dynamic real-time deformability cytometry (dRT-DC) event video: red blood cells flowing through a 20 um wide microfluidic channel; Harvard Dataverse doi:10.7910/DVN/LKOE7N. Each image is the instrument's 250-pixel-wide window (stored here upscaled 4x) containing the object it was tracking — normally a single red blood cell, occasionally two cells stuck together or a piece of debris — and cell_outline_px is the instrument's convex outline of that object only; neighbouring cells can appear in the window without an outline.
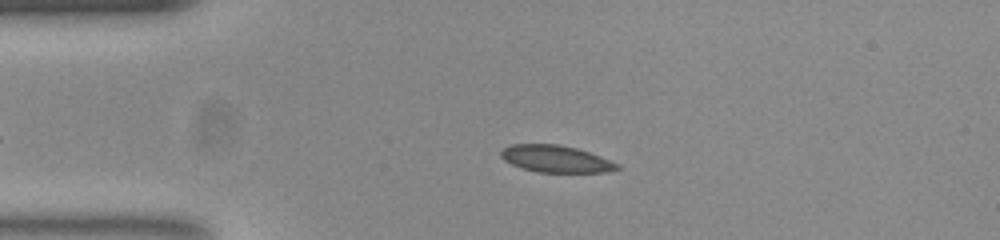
{"species": "common noctule bat (a hibernating species)", "species_latin": "Nyctalus noctula", "temperature_condition": "room temperature", "stored_images_in_passage": 48, "camera_frame_rate_fps": 3000, "um_per_image_px": 0.085, "animal": {"sex": "female", "body_mass_g": 23.0, "forearm_length_mm": 53.4}, "frame": {"image": 1, "passage_image": 7, "time_ms": 2.0, "image_size_px": [1000, 240], "cell_outline_px": [[620, 168], [604, 172], [540, 172], [524, 168], [512, 164], [504, 160], [500, 156], [500, 152], [504, 148], [512, 144], [560, 144], [576, 148], [600, 156], [620, 164]], "centroid_in_image_um": [47.25, 13.49], "position_along_channel_um": 37.8, "area_um2": 18.09}}
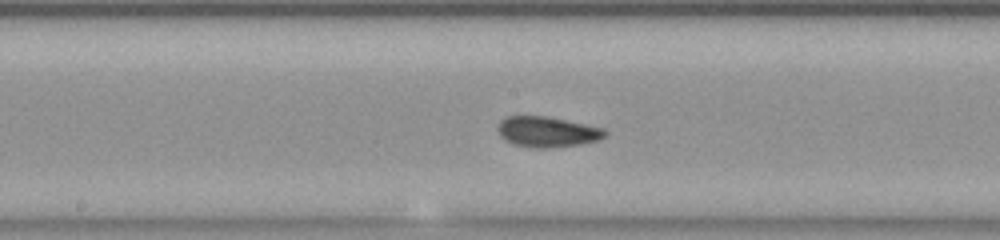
{"frame": {"image": 2, "passage_image": 22, "time_ms": 7.0, "image_size_px": [1000, 240], "cell_outline_px": [[608, 132], [604, 136], [596, 140], [576, 144], [544, 148], [536, 148], [516, 144], [500, 136], [500, 120], [508, 116], [544, 116], [604, 128]], "centroid_in_image_um": [46.52, 11.19], "position_along_channel_um": 201.7, "area_um2": 18.32}}
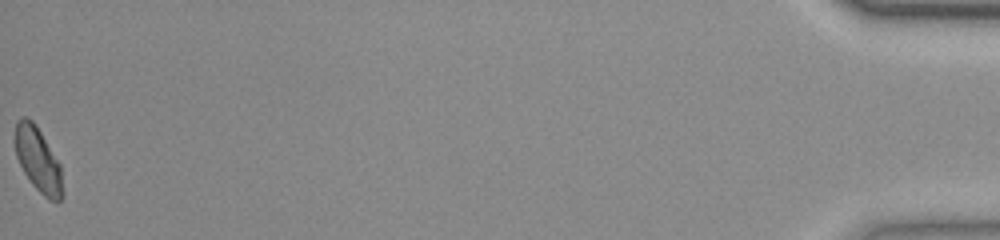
{"frame": {"image": 3, "passage_image": 48, "time_ms": 15.667, "image_size_px": [1000, 240], "cell_outline_px": [[64, 196], [60, 200], [48, 200], [32, 184], [24, 172], [16, 156], [16, 120], [24, 116], [32, 120], [36, 124], [60, 164]], "centroid_in_image_um": [3.26, 13.59], "position_along_channel_um": 431.9, "area_um2": 17.69}, "authors_computed_cell_mechanics": {"area_um2": 18.2937, "velocity_mm_per_s": 3.8725, "shape_relaxation_time_tau1_ms": null, "shape_relaxation_time_tau2_ms": 1.1964, "deformation_change_tau1": null, "deformation_change_tau2": 0.0501}}